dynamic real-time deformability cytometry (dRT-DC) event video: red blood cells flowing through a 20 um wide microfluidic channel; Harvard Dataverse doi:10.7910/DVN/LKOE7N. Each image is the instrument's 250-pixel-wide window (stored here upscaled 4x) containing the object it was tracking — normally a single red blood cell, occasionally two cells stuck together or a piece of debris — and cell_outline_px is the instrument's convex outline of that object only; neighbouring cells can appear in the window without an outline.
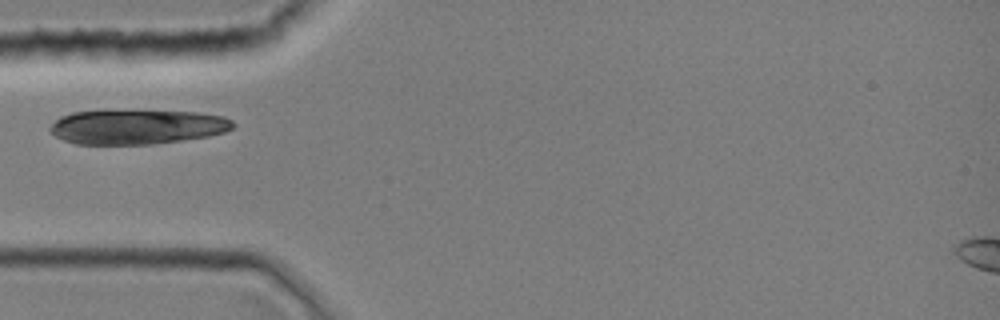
{"species": "common noctule bat (a hibernating species)", "species_latin": "Nyctalus noctula", "temperature_condition": "room temperature", "stored_images_in_passage": 28, "camera_frame_rate_fps": 3000, "um_per_image_px": 0.085, "animal": {"sex": "female", "body_mass_g": 19.0, "forearm_length_mm": 51.5}, "frame": {"image": 1, "passage_image": 1, "time_ms": 0.0, "image_size_px": [1000, 320], "cell_outline_px": [[236, 124], [232, 128], [224, 132], [208, 136], [152, 144], [76, 144], [64, 140], [48, 132], [48, 128], [60, 116], [72, 112], [132, 108], [196, 112], [224, 116], [232, 120]], "centroid_in_image_um": [11.63, 10.74], "position_along_channel_um": 73.4, "area_um2": 37.97}}
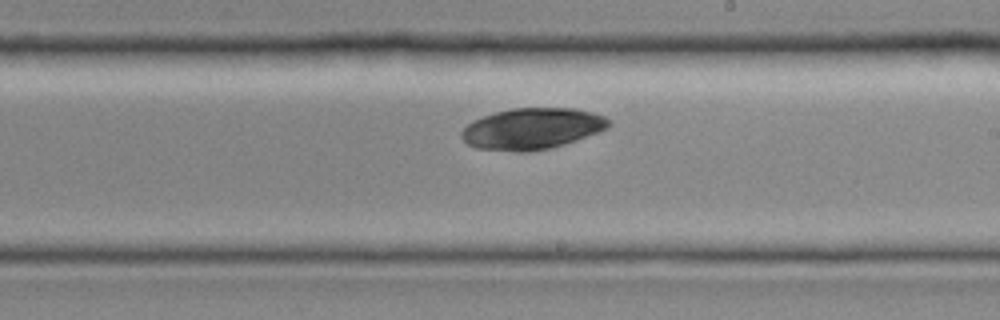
{"frame": {"image": 2, "passage_image": 12, "time_ms": 3.667, "image_size_px": [1000, 320], "cell_outline_px": [[612, 124], [608, 128], [576, 140], [552, 148], [528, 152], [516, 152], [476, 148], [468, 144], [460, 136], [460, 132], [472, 120], [496, 112], [512, 108], [572, 108], [592, 112], [604, 116]], "centroid_in_image_um": [45.21, 10.94], "position_along_channel_um": 243.8, "area_um2": 35.37}}
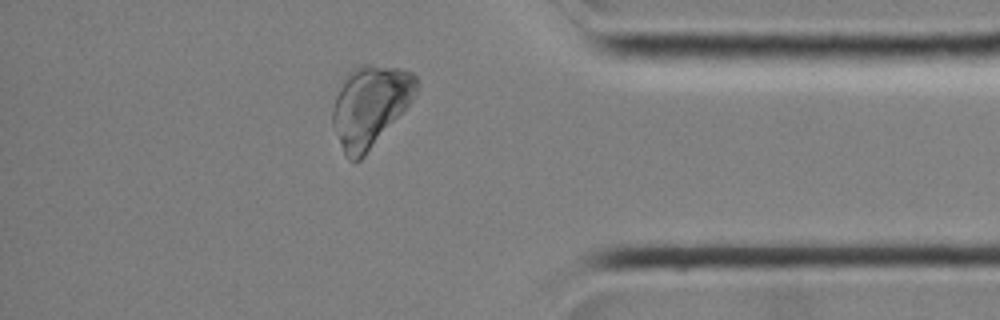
{"frame": {"image": 3, "passage_image": 23, "time_ms": 7.333, "image_size_px": [1000, 320], "cell_outline_px": [[420, 84], [416, 96], [364, 156], [356, 164], [348, 160], [344, 156], [332, 124], [332, 108], [336, 96], [344, 76], [348, 72], [364, 64], [368, 64], [400, 68], [412, 72], [420, 80]], "centroid_in_image_um": [31.46, 9.01], "position_along_channel_um": 403.7, "area_um2": 39.77}}